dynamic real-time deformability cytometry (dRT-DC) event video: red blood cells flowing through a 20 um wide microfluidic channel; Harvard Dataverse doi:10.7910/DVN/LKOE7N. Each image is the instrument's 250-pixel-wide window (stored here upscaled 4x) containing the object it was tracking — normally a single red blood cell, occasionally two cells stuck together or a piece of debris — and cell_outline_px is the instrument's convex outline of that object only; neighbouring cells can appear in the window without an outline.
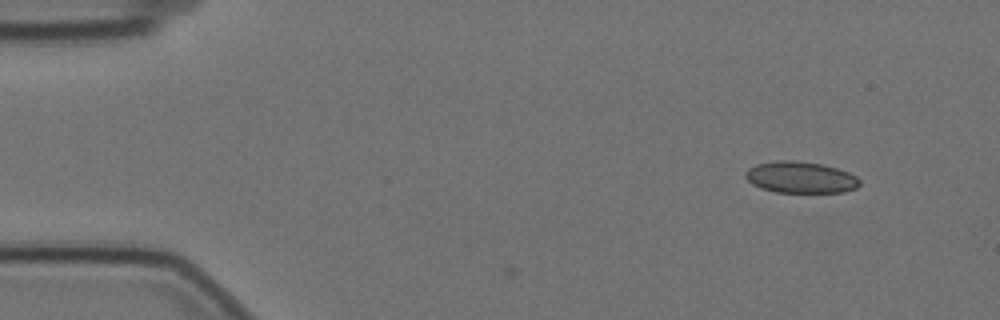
{"species": "Egyptian fruit bat (a non-hibernating species)", "species_latin": "Rousettus aegyptiacus", "temperature_condition": "cold", "stored_images_in_passage": 4, "camera_frame_rate_fps": 3000, "um_per_image_px": 0.085, "animal": {"sex": "female"}, "frame": {"image": 1, "passage_image": 1, "time_ms": 0.0, "image_size_px": [1000, 320], "cell_outline_px": [[860, 184], [856, 188], [844, 192], [776, 192], [760, 188], [752, 184], [744, 176], [744, 172], [748, 168], [756, 164], [776, 160], [796, 160], [820, 164], [836, 168], [848, 172], [856, 176], [860, 180]], "centroid_in_image_um": [68.02, 15.07], "position_along_channel_um": 17.0, "area_um2": 21.04}}